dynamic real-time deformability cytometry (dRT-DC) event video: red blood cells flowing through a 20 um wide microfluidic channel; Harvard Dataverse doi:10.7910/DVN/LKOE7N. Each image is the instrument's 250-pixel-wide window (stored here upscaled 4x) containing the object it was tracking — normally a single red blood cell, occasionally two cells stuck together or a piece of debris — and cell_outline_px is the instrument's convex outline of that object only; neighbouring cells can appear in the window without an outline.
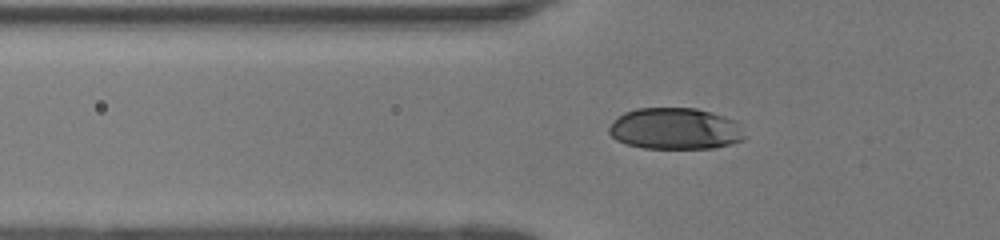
{"species": "human", "species_latin": "Homo sapiens", "temperature_condition": "room temperature", "stored_images_in_passage": 50, "camera_frame_rate_fps": 3000, "um_per_image_px": 0.085, "donor": {"sex": "female"}, "frame": {"image": 1, "passage_image": 20, "time_ms": 6.333, "image_size_px": [1000, 240], "cell_outline_px": [[744, 140], [732, 144], [712, 148], [644, 148], [628, 144], [616, 140], [608, 132], [608, 128], [624, 112], [636, 108], [696, 108], [712, 112], [724, 116], [740, 124], [744, 136]], "centroid_in_image_um": [57.41, 10.94], "position_along_channel_um": 68.4, "area_um2": 32.71}}
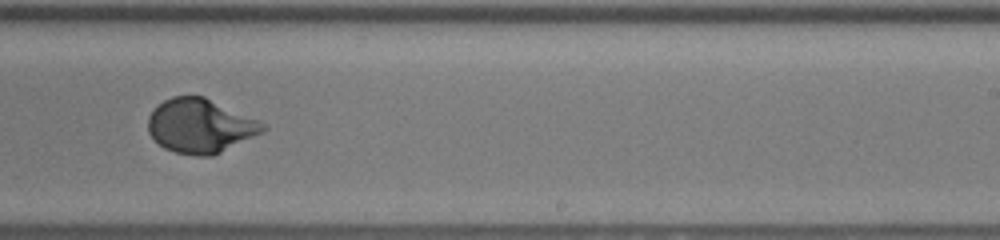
{"frame": {"image": 2, "passage_image": 35, "time_ms": 11.333, "image_size_px": [1000, 240], "cell_outline_px": [[268, 128], [264, 132], [212, 156], [196, 156], [176, 152], [164, 148], [148, 132], [148, 116], [164, 100], [172, 96], [204, 96], [256, 120], [264, 124]], "centroid_in_image_um": [17.02, 10.71], "position_along_channel_um": 272.0, "area_um2": 35.72}}
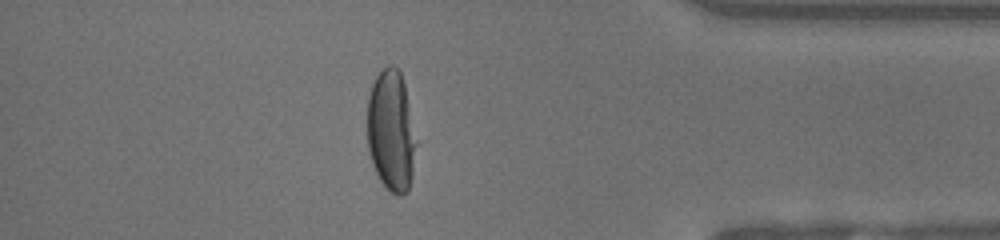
{"frame": {"image": 3, "passage_image": 46, "time_ms": 15.0, "image_size_px": [1000, 240], "cell_outline_px": [[412, 176], [408, 192], [400, 196], [396, 196], [380, 180], [372, 164], [368, 152], [368, 96], [372, 84], [376, 76], [388, 64], [392, 64], [400, 72], [404, 84], [408, 108], [412, 144]], "centroid_in_image_um": [33.17, 11.14], "position_along_channel_um": 402.0, "area_um2": 33.0}}